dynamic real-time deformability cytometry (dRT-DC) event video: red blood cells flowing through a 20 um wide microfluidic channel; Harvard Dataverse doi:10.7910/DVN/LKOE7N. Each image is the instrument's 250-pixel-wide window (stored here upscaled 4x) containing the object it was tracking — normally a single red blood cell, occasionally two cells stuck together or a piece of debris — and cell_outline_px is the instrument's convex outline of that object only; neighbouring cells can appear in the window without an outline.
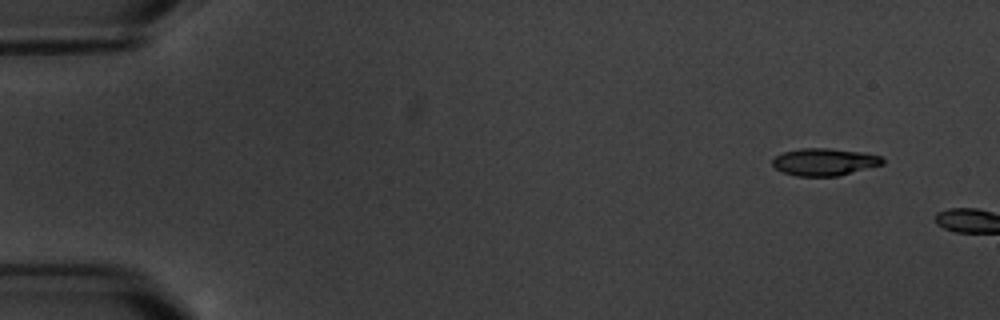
{"species": "common noctule bat (a hibernating species)", "species_latin": "Nyctalus noctula", "temperature_condition": "warm", "stored_images_in_passage": 2, "camera_frame_rate_fps": 3000, "um_per_image_px": 0.085, "animal": {"sex": "male", "body_mass_g": 20.1, "forearm_length_mm": 53.5}, "frame": {"image": 1, "passage_image": 1, "time_ms": 0.0, "image_size_px": [1000, 320], "cell_outline_px": [[884, 164], [840, 176], [796, 176], [784, 172], [776, 168], [772, 164], [772, 160], [776, 156], [784, 152], [800, 148], [828, 148], [860, 152], [880, 156], [884, 160]], "centroid_in_image_um": [70.08, 13.77], "position_along_channel_um": 14.9, "area_um2": 17.46}}